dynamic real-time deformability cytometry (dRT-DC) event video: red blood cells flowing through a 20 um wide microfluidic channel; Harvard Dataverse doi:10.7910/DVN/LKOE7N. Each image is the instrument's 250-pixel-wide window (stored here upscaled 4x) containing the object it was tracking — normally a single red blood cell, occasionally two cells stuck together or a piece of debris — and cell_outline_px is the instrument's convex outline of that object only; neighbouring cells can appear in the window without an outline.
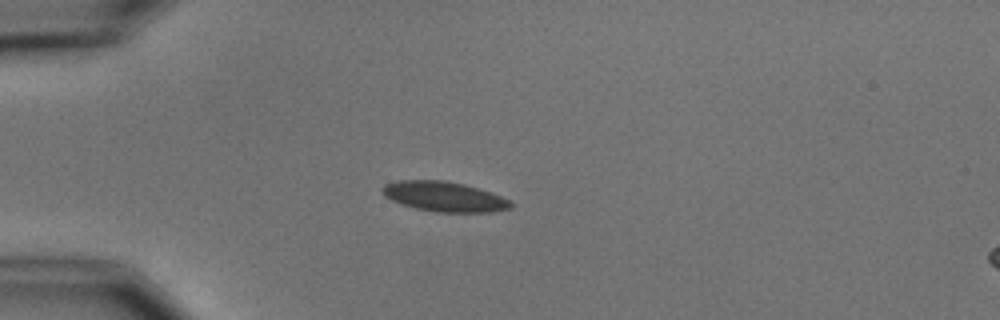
{"species": "common noctule bat (a hibernating species)", "species_latin": "Nyctalus noctula", "temperature_condition": "cold", "stored_images_in_passage": 7, "camera_frame_rate_fps": 3000, "um_per_image_px": 0.085, "animal": {"sex": "male", "body_mass_g": 15.6}, "frame": {"image": 1, "passage_image": 4, "time_ms": 3.667, "image_size_px": [1000, 320], "cell_outline_px": [[512, 208], [492, 212], [436, 212], [416, 208], [392, 200], [384, 196], [380, 188], [384, 184], [400, 180], [444, 180], [464, 184], [500, 196], [508, 200], [512, 204]], "centroid_in_image_um": [37.72, 16.71], "position_along_channel_um": 47.3, "area_um2": 22.2}}
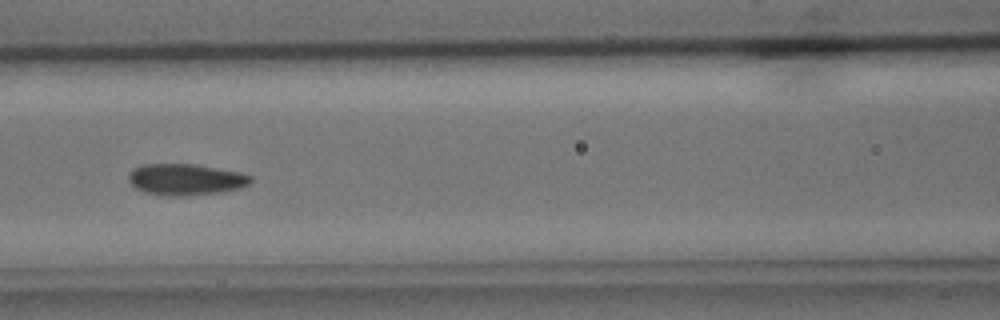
{"frame": {"image": 2, "passage_image": 7, "time_ms": 7.0, "image_size_px": [1000, 320], "cell_outline_px": [[252, 180], [248, 184], [240, 188], [220, 192], [184, 196], [168, 196], [144, 192], [136, 188], [128, 180], [128, 176], [132, 168], [144, 164], [192, 164], [236, 172], [252, 176]], "centroid_in_image_um": [15.73, 15.26], "position_along_channel_um": 150.9, "area_um2": 22.08}}